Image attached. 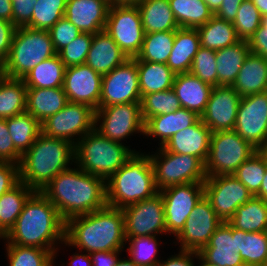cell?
I'll return each instance as SVG.
<instances>
[{
	"label": "cell",
	"mask_w": 267,
	"mask_h": 266,
	"mask_svg": "<svg viewBox=\"0 0 267 266\" xmlns=\"http://www.w3.org/2000/svg\"><path fill=\"white\" fill-rule=\"evenodd\" d=\"M27 87L23 79L6 77L0 85V119L26 112Z\"/></svg>",
	"instance_id": "37"
},
{
	"label": "cell",
	"mask_w": 267,
	"mask_h": 266,
	"mask_svg": "<svg viewBox=\"0 0 267 266\" xmlns=\"http://www.w3.org/2000/svg\"><path fill=\"white\" fill-rule=\"evenodd\" d=\"M249 53V43L246 40L216 51L218 86L233 85Z\"/></svg>",
	"instance_id": "31"
},
{
	"label": "cell",
	"mask_w": 267,
	"mask_h": 266,
	"mask_svg": "<svg viewBox=\"0 0 267 266\" xmlns=\"http://www.w3.org/2000/svg\"><path fill=\"white\" fill-rule=\"evenodd\" d=\"M176 31H162L145 34L137 61L166 64L174 45Z\"/></svg>",
	"instance_id": "41"
},
{
	"label": "cell",
	"mask_w": 267,
	"mask_h": 266,
	"mask_svg": "<svg viewBox=\"0 0 267 266\" xmlns=\"http://www.w3.org/2000/svg\"><path fill=\"white\" fill-rule=\"evenodd\" d=\"M35 191L19 181L0 197V238H4L15 225L19 214L28 198Z\"/></svg>",
	"instance_id": "32"
},
{
	"label": "cell",
	"mask_w": 267,
	"mask_h": 266,
	"mask_svg": "<svg viewBox=\"0 0 267 266\" xmlns=\"http://www.w3.org/2000/svg\"><path fill=\"white\" fill-rule=\"evenodd\" d=\"M237 252L245 266H267V231L245 232L237 229Z\"/></svg>",
	"instance_id": "39"
},
{
	"label": "cell",
	"mask_w": 267,
	"mask_h": 266,
	"mask_svg": "<svg viewBox=\"0 0 267 266\" xmlns=\"http://www.w3.org/2000/svg\"><path fill=\"white\" fill-rule=\"evenodd\" d=\"M206 5L208 6V8L215 13L219 7L221 6V3L223 0H203Z\"/></svg>",
	"instance_id": "63"
},
{
	"label": "cell",
	"mask_w": 267,
	"mask_h": 266,
	"mask_svg": "<svg viewBox=\"0 0 267 266\" xmlns=\"http://www.w3.org/2000/svg\"><path fill=\"white\" fill-rule=\"evenodd\" d=\"M74 145V160L78 167L86 173L107 181L133 155L135 150L115 142L91 130Z\"/></svg>",
	"instance_id": "6"
},
{
	"label": "cell",
	"mask_w": 267,
	"mask_h": 266,
	"mask_svg": "<svg viewBox=\"0 0 267 266\" xmlns=\"http://www.w3.org/2000/svg\"><path fill=\"white\" fill-rule=\"evenodd\" d=\"M200 116L185 108L178 109L168 114L149 118L144 123V135L159 137L162 147L174 134L194 125Z\"/></svg>",
	"instance_id": "27"
},
{
	"label": "cell",
	"mask_w": 267,
	"mask_h": 266,
	"mask_svg": "<svg viewBox=\"0 0 267 266\" xmlns=\"http://www.w3.org/2000/svg\"><path fill=\"white\" fill-rule=\"evenodd\" d=\"M9 266H53L54 256L51 250L39 247L19 246L7 243Z\"/></svg>",
	"instance_id": "43"
},
{
	"label": "cell",
	"mask_w": 267,
	"mask_h": 266,
	"mask_svg": "<svg viewBox=\"0 0 267 266\" xmlns=\"http://www.w3.org/2000/svg\"><path fill=\"white\" fill-rule=\"evenodd\" d=\"M3 239L8 241L6 243L39 247L56 253L55 242L65 241V222L57 208L40 191H35Z\"/></svg>",
	"instance_id": "2"
},
{
	"label": "cell",
	"mask_w": 267,
	"mask_h": 266,
	"mask_svg": "<svg viewBox=\"0 0 267 266\" xmlns=\"http://www.w3.org/2000/svg\"><path fill=\"white\" fill-rule=\"evenodd\" d=\"M198 259L202 262L201 265L198 266H217L215 264H211V263H206L200 256L198 257Z\"/></svg>",
	"instance_id": "67"
},
{
	"label": "cell",
	"mask_w": 267,
	"mask_h": 266,
	"mask_svg": "<svg viewBox=\"0 0 267 266\" xmlns=\"http://www.w3.org/2000/svg\"><path fill=\"white\" fill-rule=\"evenodd\" d=\"M159 149L157 155H149L158 191L179 184L204 183L205 164L198 157Z\"/></svg>",
	"instance_id": "9"
},
{
	"label": "cell",
	"mask_w": 267,
	"mask_h": 266,
	"mask_svg": "<svg viewBox=\"0 0 267 266\" xmlns=\"http://www.w3.org/2000/svg\"><path fill=\"white\" fill-rule=\"evenodd\" d=\"M111 5H113V0H107Z\"/></svg>",
	"instance_id": "69"
},
{
	"label": "cell",
	"mask_w": 267,
	"mask_h": 266,
	"mask_svg": "<svg viewBox=\"0 0 267 266\" xmlns=\"http://www.w3.org/2000/svg\"><path fill=\"white\" fill-rule=\"evenodd\" d=\"M105 31L127 58H136L145 36L137 5H110Z\"/></svg>",
	"instance_id": "10"
},
{
	"label": "cell",
	"mask_w": 267,
	"mask_h": 266,
	"mask_svg": "<svg viewBox=\"0 0 267 266\" xmlns=\"http://www.w3.org/2000/svg\"><path fill=\"white\" fill-rule=\"evenodd\" d=\"M198 254L206 263L217 266H245L237 252V229L229 222H222Z\"/></svg>",
	"instance_id": "21"
},
{
	"label": "cell",
	"mask_w": 267,
	"mask_h": 266,
	"mask_svg": "<svg viewBox=\"0 0 267 266\" xmlns=\"http://www.w3.org/2000/svg\"><path fill=\"white\" fill-rule=\"evenodd\" d=\"M149 154L134 155L106 181L107 206L123 209L156 194Z\"/></svg>",
	"instance_id": "5"
},
{
	"label": "cell",
	"mask_w": 267,
	"mask_h": 266,
	"mask_svg": "<svg viewBox=\"0 0 267 266\" xmlns=\"http://www.w3.org/2000/svg\"><path fill=\"white\" fill-rule=\"evenodd\" d=\"M201 47L217 51L231 46L241 39L230 21L213 16L206 24L197 28Z\"/></svg>",
	"instance_id": "35"
},
{
	"label": "cell",
	"mask_w": 267,
	"mask_h": 266,
	"mask_svg": "<svg viewBox=\"0 0 267 266\" xmlns=\"http://www.w3.org/2000/svg\"><path fill=\"white\" fill-rule=\"evenodd\" d=\"M115 266H140L134 263L131 259H119Z\"/></svg>",
	"instance_id": "65"
},
{
	"label": "cell",
	"mask_w": 267,
	"mask_h": 266,
	"mask_svg": "<svg viewBox=\"0 0 267 266\" xmlns=\"http://www.w3.org/2000/svg\"><path fill=\"white\" fill-rule=\"evenodd\" d=\"M156 238V236L126 238V242L130 241L128 248L130 259L140 266H158L160 260L156 257L158 249Z\"/></svg>",
	"instance_id": "46"
},
{
	"label": "cell",
	"mask_w": 267,
	"mask_h": 266,
	"mask_svg": "<svg viewBox=\"0 0 267 266\" xmlns=\"http://www.w3.org/2000/svg\"><path fill=\"white\" fill-rule=\"evenodd\" d=\"M95 128V110L88 105L68 102L63 109L41 123V132L73 145ZM75 135L81 136L79 138Z\"/></svg>",
	"instance_id": "11"
},
{
	"label": "cell",
	"mask_w": 267,
	"mask_h": 266,
	"mask_svg": "<svg viewBox=\"0 0 267 266\" xmlns=\"http://www.w3.org/2000/svg\"><path fill=\"white\" fill-rule=\"evenodd\" d=\"M124 242L122 209L106 206L65 222V245L76 246L81 252L122 250Z\"/></svg>",
	"instance_id": "3"
},
{
	"label": "cell",
	"mask_w": 267,
	"mask_h": 266,
	"mask_svg": "<svg viewBox=\"0 0 267 266\" xmlns=\"http://www.w3.org/2000/svg\"><path fill=\"white\" fill-rule=\"evenodd\" d=\"M70 266H92L90 254H74L70 261Z\"/></svg>",
	"instance_id": "59"
},
{
	"label": "cell",
	"mask_w": 267,
	"mask_h": 266,
	"mask_svg": "<svg viewBox=\"0 0 267 266\" xmlns=\"http://www.w3.org/2000/svg\"><path fill=\"white\" fill-rule=\"evenodd\" d=\"M141 98L172 88L176 74L164 63L137 61Z\"/></svg>",
	"instance_id": "33"
},
{
	"label": "cell",
	"mask_w": 267,
	"mask_h": 266,
	"mask_svg": "<svg viewBox=\"0 0 267 266\" xmlns=\"http://www.w3.org/2000/svg\"><path fill=\"white\" fill-rule=\"evenodd\" d=\"M65 69L64 63L57 54L36 65L22 79L27 88L63 87Z\"/></svg>",
	"instance_id": "36"
},
{
	"label": "cell",
	"mask_w": 267,
	"mask_h": 266,
	"mask_svg": "<svg viewBox=\"0 0 267 266\" xmlns=\"http://www.w3.org/2000/svg\"><path fill=\"white\" fill-rule=\"evenodd\" d=\"M254 5L258 8L261 16H267V0H252Z\"/></svg>",
	"instance_id": "62"
},
{
	"label": "cell",
	"mask_w": 267,
	"mask_h": 266,
	"mask_svg": "<svg viewBox=\"0 0 267 266\" xmlns=\"http://www.w3.org/2000/svg\"><path fill=\"white\" fill-rule=\"evenodd\" d=\"M64 222L107 206L106 181L80 168L60 172L40 191Z\"/></svg>",
	"instance_id": "1"
},
{
	"label": "cell",
	"mask_w": 267,
	"mask_h": 266,
	"mask_svg": "<svg viewBox=\"0 0 267 266\" xmlns=\"http://www.w3.org/2000/svg\"><path fill=\"white\" fill-rule=\"evenodd\" d=\"M38 0H11L12 23L16 27L26 26L32 20L34 5Z\"/></svg>",
	"instance_id": "52"
},
{
	"label": "cell",
	"mask_w": 267,
	"mask_h": 266,
	"mask_svg": "<svg viewBox=\"0 0 267 266\" xmlns=\"http://www.w3.org/2000/svg\"><path fill=\"white\" fill-rule=\"evenodd\" d=\"M222 222L204 195L192 209L184 228L176 236L181 244L180 250L199 252L209 243Z\"/></svg>",
	"instance_id": "18"
},
{
	"label": "cell",
	"mask_w": 267,
	"mask_h": 266,
	"mask_svg": "<svg viewBox=\"0 0 267 266\" xmlns=\"http://www.w3.org/2000/svg\"><path fill=\"white\" fill-rule=\"evenodd\" d=\"M0 18L12 22L11 0H0Z\"/></svg>",
	"instance_id": "60"
},
{
	"label": "cell",
	"mask_w": 267,
	"mask_h": 266,
	"mask_svg": "<svg viewBox=\"0 0 267 266\" xmlns=\"http://www.w3.org/2000/svg\"><path fill=\"white\" fill-rule=\"evenodd\" d=\"M244 0H223L214 16L221 20L233 22L238 9Z\"/></svg>",
	"instance_id": "56"
},
{
	"label": "cell",
	"mask_w": 267,
	"mask_h": 266,
	"mask_svg": "<svg viewBox=\"0 0 267 266\" xmlns=\"http://www.w3.org/2000/svg\"><path fill=\"white\" fill-rule=\"evenodd\" d=\"M177 24L181 28L197 29L206 24L214 13L203 0H168Z\"/></svg>",
	"instance_id": "38"
},
{
	"label": "cell",
	"mask_w": 267,
	"mask_h": 266,
	"mask_svg": "<svg viewBox=\"0 0 267 266\" xmlns=\"http://www.w3.org/2000/svg\"><path fill=\"white\" fill-rule=\"evenodd\" d=\"M250 52L267 58V16L262 17L260 27L248 40Z\"/></svg>",
	"instance_id": "54"
},
{
	"label": "cell",
	"mask_w": 267,
	"mask_h": 266,
	"mask_svg": "<svg viewBox=\"0 0 267 266\" xmlns=\"http://www.w3.org/2000/svg\"><path fill=\"white\" fill-rule=\"evenodd\" d=\"M241 98L232 86L213 87L200 119L211 132L233 130Z\"/></svg>",
	"instance_id": "20"
},
{
	"label": "cell",
	"mask_w": 267,
	"mask_h": 266,
	"mask_svg": "<svg viewBox=\"0 0 267 266\" xmlns=\"http://www.w3.org/2000/svg\"><path fill=\"white\" fill-rule=\"evenodd\" d=\"M93 40V34L81 33L57 54L65 67L85 64Z\"/></svg>",
	"instance_id": "49"
},
{
	"label": "cell",
	"mask_w": 267,
	"mask_h": 266,
	"mask_svg": "<svg viewBox=\"0 0 267 266\" xmlns=\"http://www.w3.org/2000/svg\"><path fill=\"white\" fill-rule=\"evenodd\" d=\"M6 124L15 148L22 155L41 133V123L27 112L6 119Z\"/></svg>",
	"instance_id": "40"
},
{
	"label": "cell",
	"mask_w": 267,
	"mask_h": 266,
	"mask_svg": "<svg viewBox=\"0 0 267 266\" xmlns=\"http://www.w3.org/2000/svg\"><path fill=\"white\" fill-rule=\"evenodd\" d=\"M110 3L107 0H67L64 17L81 33L105 30Z\"/></svg>",
	"instance_id": "22"
},
{
	"label": "cell",
	"mask_w": 267,
	"mask_h": 266,
	"mask_svg": "<svg viewBox=\"0 0 267 266\" xmlns=\"http://www.w3.org/2000/svg\"><path fill=\"white\" fill-rule=\"evenodd\" d=\"M261 153L264 155L266 161H267V144L260 149Z\"/></svg>",
	"instance_id": "68"
},
{
	"label": "cell",
	"mask_w": 267,
	"mask_h": 266,
	"mask_svg": "<svg viewBox=\"0 0 267 266\" xmlns=\"http://www.w3.org/2000/svg\"><path fill=\"white\" fill-rule=\"evenodd\" d=\"M19 182V165L0 162V197Z\"/></svg>",
	"instance_id": "53"
},
{
	"label": "cell",
	"mask_w": 267,
	"mask_h": 266,
	"mask_svg": "<svg viewBox=\"0 0 267 266\" xmlns=\"http://www.w3.org/2000/svg\"><path fill=\"white\" fill-rule=\"evenodd\" d=\"M267 170V161L260 150L244 161L232 174L253 195L259 193L262 180Z\"/></svg>",
	"instance_id": "42"
},
{
	"label": "cell",
	"mask_w": 267,
	"mask_h": 266,
	"mask_svg": "<svg viewBox=\"0 0 267 266\" xmlns=\"http://www.w3.org/2000/svg\"><path fill=\"white\" fill-rule=\"evenodd\" d=\"M140 106L144 123L154 116L168 114L182 108L172 88L166 91L152 92L144 95L141 98Z\"/></svg>",
	"instance_id": "44"
},
{
	"label": "cell",
	"mask_w": 267,
	"mask_h": 266,
	"mask_svg": "<svg viewBox=\"0 0 267 266\" xmlns=\"http://www.w3.org/2000/svg\"><path fill=\"white\" fill-rule=\"evenodd\" d=\"M102 75L86 64L65 69L63 89L68 102L100 107Z\"/></svg>",
	"instance_id": "19"
},
{
	"label": "cell",
	"mask_w": 267,
	"mask_h": 266,
	"mask_svg": "<svg viewBox=\"0 0 267 266\" xmlns=\"http://www.w3.org/2000/svg\"><path fill=\"white\" fill-rule=\"evenodd\" d=\"M211 133L199 119L194 125L174 134L162 148L168 152L196 156L205 164L209 154Z\"/></svg>",
	"instance_id": "23"
},
{
	"label": "cell",
	"mask_w": 267,
	"mask_h": 266,
	"mask_svg": "<svg viewBox=\"0 0 267 266\" xmlns=\"http://www.w3.org/2000/svg\"><path fill=\"white\" fill-rule=\"evenodd\" d=\"M204 195L223 222H228L236 209L253 196L233 175L207 177L204 181Z\"/></svg>",
	"instance_id": "15"
},
{
	"label": "cell",
	"mask_w": 267,
	"mask_h": 266,
	"mask_svg": "<svg viewBox=\"0 0 267 266\" xmlns=\"http://www.w3.org/2000/svg\"><path fill=\"white\" fill-rule=\"evenodd\" d=\"M234 130L257 150L267 144V92L241 98Z\"/></svg>",
	"instance_id": "16"
},
{
	"label": "cell",
	"mask_w": 267,
	"mask_h": 266,
	"mask_svg": "<svg viewBox=\"0 0 267 266\" xmlns=\"http://www.w3.org/2000/svg\"><path fill=\"white\" fill-rule=\"evenodd\" d=\"M190 73L212 87L218 86L216 51L200 47L193 59Z\"/></svg>",
	"instance_id": "48"
},
{
	"label": "cell",
	"mask_w": 267,
	"mask_h": 266,
	"mask_svg": "<svg viewBox=\"0 0 267 266\" xmlns=\"http://www.w3.org/2000/svg\"><path fill=\"white\" fill-rule=\"evenodd\" d=\"M142 0H113V5H137Z\"/></svg>",
	"instance_id": "64"
},
{
	"label": "cell",
	"mask_w": 267,
	"mask_h": 266,
	"mask_svg": "<svg viewBox=\"0 0 267 266\" xmlns=\"http://www.w3.org/2000/svg\"><path fill=\"white\" fill-rule=\"evenodd\" d=\"M55 55L49 31L16 27L10 53L2 65L7 77L22 79L36 65Z\"/></svg>",
	"instance_id": "7"
},
{
	"label": "cell",
	"mask_w": 267,
	"mask_h": 266,
	"mask_svg": "<svg viewBox=\"0 0 267 266\" xmlns=\"http://www.w3.org/2000/svg\"><path fill=\"white\" fill-rule=\"evenodd\" d=\"M212 88L190 72L176 74L172 86L182 108L193 111L200 117L205 111Z\"/></svg>",
	"instance_id": "25"
},
{
	"label": "cell",
	"mask_w": 267,
	"mask_h": 266,
	"mask_svg": "<svg viewBox=\"0 0 267 266\" xmlns=\"http://www.w3.org/2000/svg\"><path fill=\"white\" fill-rule=\"evenodd\" d=\"M48 31L57 53L81 34L79 29L65 17L61 18Z\"/></svg>",
	"instance_id": "50"
},
{
	"label": "cell",
	"mask_w": 267,
	"mask_h": 266,
	"mask_svg": "<svg viewBox=\"0 0 267 266\" xmlns=\"http://www.w3.org/2000/svg\"><path fill=\"white\" fill-rule=\"evenodd\" d=\"M163 198L167 233L176 236L184 228L192 209L204 196V183H186L160 191Z\"/></svg>",
	"instance_id": "17"
},
{
	"label": "cell",
	"mask_w": 267,
	"mask_h": 266,
	"mask_svg": "<svg viewBox=\"0 0 267 266\" xmlns=\"http://www.w3.org/2000/svg\"><path fill=\"white\" fill-rule=\"evenodd\" d=\"M126 238L156 236L167 232L163 198L160 191L152 197L122 209Z\"/></svg>",
	"instance_id": "12"
},
{
	"label": "cell",
	"mask_w": 267,
	"mask_h": 266,
	"mask_svg": "<svg viewBox=\"0 0 267 266\" xmlns=\"http://www.w3.org/2000/svg\"><path fill=\"white\" fill-rule=\"evenodd\" d=\"M200 47L197 29L179 27L176 30L173 49L166 64L175 74L189 73Z\"/></svg>",
	"instance_id": "29"
},
{
	"label": "cell",
	"mask_w": 267,
	"mask_h": 266,
	"mask_svg": "<svg viewBox=\"0 0 267 266\" xmlns=\"http://www.w3.org/2000/svg\"><path fill=\"white\" fill-rule=\"evenodd\" d=\"M74 162V145L64 139L52 138L42 132L22 155L19 163V181L34 191L43 190L60 172Z\"/></svg>",
	"instance_id": "4"
},
{
	"label": "cell",
	"mask_w": 267,
	"mask_h": 266,
	"mask_svg": "<svg viewBox=\"0 0 267 266\" xmlns=\"http://www.w3.org/2000/svg\"><path fill=\"white\" fill-rule=\"evenodd\" d=\"M102 119V123L100 120ZM101 123L99 128L97 123ZM112 141L120 142L134 132L144 134L140 102L99 107L95 111V128Z\"/></svg>",
	"instance_id": "14"
},
{
	"label": "cell",
	"mask_w": 267,
	"mask_h": 266,
	"mask_svg": "<svg viewBox=\"0 0 267 266\" xmlns=\"http://www.w3.org/2000/svg\"><path fill=\"white\" fill-rule=\"evenodd\" d=\"M199 257L198 252L181 250L178 255L172 256L167 261L159 262L158 266H194L193 257Z\"/></svg>",
	"instance_id": "58"
},
{
	"label": "cell",
	"mask_w": 267,
	"mask_h": 266,
	"mask_svg": "<svg viewBox=\"0 0 267 266\" xmlns=\"http://www.w3.org/2000/svg\"><path fill=\"white\" fill-rule=\"evenodd\" d=\"M121 251L122 250H113L91 253L92 266H115L119 261L118 256Z\"/></svg>",
	"instance_id": "57"
},
{
	"label": "cell",
	"mask_w": 267,
	"mask_h": 266,
	"mask_svg": "<svg viewBox=\"0 0 267 266\" xmlns=\"http://www.w3.org/2000/svg\"><path fill=\"white\" fill-rule=\"evenodd\" d=\"M232 87L241 97L267 92V58L250 52Z\"/></svg>",
	"instance_id": "26"
},
{
	"label": "cell",
	"mask_w": 267,
	"mask_h": 266,
	"mask_svg": "<svg viewBox=\"0 0 267 266\" xmlns=\"http://www.w3.org/2000/svg\"><path fill=\"white\" fill-rule=\"evenodd\" d=\"M127 59L111 36L102 30L93 34L85 64L97 73L105 75Z\"/></svg>",
	"instance_id": "24"
},
{
	"label": "cell",
	"mask_w": 267,
	"mask_h": 266,
	"mask_svg": "<svg viewBox=\"0 0 267 266\" xmlns=\"http://www.w3.org/2000/svg\"><path fill=\"white\" fill-rule=\"evenodd\" d=\"M67 103L63 87L27 88L26 112L40 123L63 109Z\"/></svg>",
	"instance_id": "28"
},
{
	"label": "cell",
	"mask_w": 267,
	"mask_h": 266,
	"mask_svg": "<svg viewBox=\"0 0 267 266\" xmlns=\"http://www.w3.org/2000/svg\"><path fill=\"white\" fill-rule=\"evenodd\" d=\"M22 154L15 148L6 119H0V162L20 163Z\"/></svg>",
	"instance_id": "51"
},
{
	"label": "cell",
	"mask_w": 267,
	"mask_h": 266,
	"mask_svg": "<svg viewBox=\"0 0 267 266\" xmlns=\"http://www.w3.org/2000/svg\"><path fill=\"white\" fill-rule=\"evenodd\" d=\"M6 77H7V75H6V72L3 68V65L0 64V85Z\"/></svg>",
	"instance_id": "66"
},
{
	"label": "cell",
	"mask_w": 267,
	"mask_h": 266,
	"mask_svg": "<svg viewBox=\"0 0 267 266\" xmlns=\"http://www.w3.org/2000/svg\"><path fill=\"white\" fill-rule=\"evenodd\" d=\"M141 102L137 60L128 58L102 75L100 107Z\"/></svg>",
	"instance_id": "13"
},
{
	"label": "cell",
	"mask_w": 267,
	"mask_h": 266,
	"mask_svg": "<svg viewBox=\"0 0 267 266\" xmlns=\"http://www.w3.org/2000/svg\"><path fill=\"white\" fill-rule=\"evenodd\" d=\"M137 7L145 34L179 28L168 0H142Z\"/></svg>",
	"instance_id": "30"
},
{
	"label": "cell",
	"mask_w": 267,
	"mask_h": 266,
	"mask_svg": "<svg viewBox=\"0 0 267 266\" xmlns=\"http://www.w3.org/2000/svg\"><path fill=\"white\" fill-rule=\"evenodd\" d=\"M66 5L67 0H38L26 27L48 31L64 17Z\"/></svg>",
	"instance_id": "45"
},
{
	"label": "cell",
	"mask_w": 267,
	"mask_h": 266,
	"mask_svg": "<svg viewBox=\"0 0 267 266\" xmlns=\"http://www.w3.org/2000/svg\"><path fill=\"white\" fill-rule=\"evenodd\" d=\"M228 222L234 228L245 232L267 231V201L252 196L247 203L236 209Z\"/></svg>",
	"instance_id": "34"
},
{
	"label": "cell",
	"mask_w": 267,
	"mask_h": 266,
	"mask_svg": "<svg viewBox=\"0 0 267 266\" xmlns=\"http://www.w3.org/2000/svg\"><path fill=\"white\" fill-rule=\"evenodd\" d=\"M15 29L12 22L0 18V64L8 58Z\"/></svg>",
	"instance_id": "55"
},
{
	"label": "cell",
	"mask_w": 267,
	"mask_h": 266,
	"mask_svg": "<svg viewBox=\"0 0 267 266\" xmlns=\"http://www.w3.org/2000/svg\"><path fill=\"white\" fill-rule=\"evenodd\" d=\"M262 16L252 0H244L238 9L233 26L241 40L248 41L260 27Z\"/></svg>",
	"instance_id": "47"
},
{
	"label": "cell",
	"mask_w": 267,
	"mask_h": 266,
	"mask_svg": "<svg viewBox=\"0 0 267 266\" xmlns=\"http://www.w3.org/2000/svg\"><path fill=\"white\" fill-rule=\"evenodd\" d=\"M256 151L234 129L212 132L205 174L207 177L232 175Z\"/></svg>",
	"instance_id": "8"
},
{
	"label": "cell",
	"mask_w": 267,
	"mask_h": 266,
	"mask_svg": "<svg viewBox=\"0 0 267 266\" xmlns=\"http://www.w3.org/2000/svg\"><path fill=\"white\" fill-rule=\"evenodd\" d=\"M256 196L262 198L264 201H267V170L262 180L259 193Z\"/></svg>",
	"instance_id": "61"
}]
</instances>
